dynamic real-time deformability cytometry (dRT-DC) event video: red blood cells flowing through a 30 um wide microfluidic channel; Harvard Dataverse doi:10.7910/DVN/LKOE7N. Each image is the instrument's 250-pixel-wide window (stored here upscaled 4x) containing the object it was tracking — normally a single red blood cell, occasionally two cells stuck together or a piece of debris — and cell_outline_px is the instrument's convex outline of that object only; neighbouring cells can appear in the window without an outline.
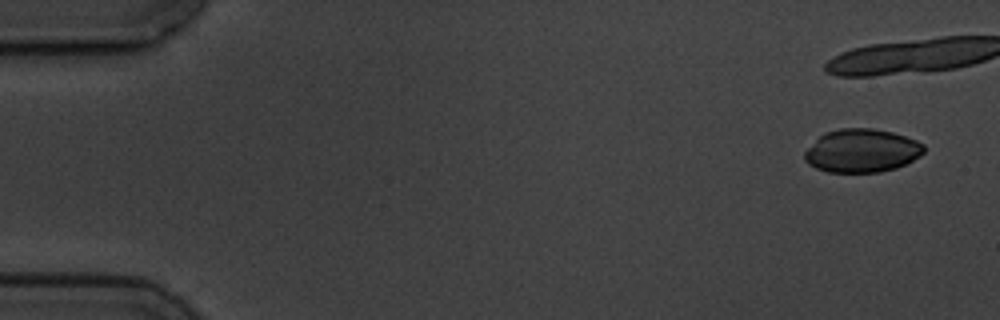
{"species": "common noctule bat (a hibernating species)", "species_latin": "Nyctalus noctula", "temperature_condition": "cold", "stored_images_in_passage": 6, "camera_frame_rate_fps": 3000, "um_per_image_px": 0.085, "animal": {"sex": "male", "body_mass_g": 19.5, "forearm_length_mm": 54.6}, "frame": {"image": 1, "passage_image": 1, "time_ms": 0.0, "image_size_px": [1000, 320], "cell_outline_px": [[924, 152], [920, 156], [908, 164], [896, 168], [880, 172], [828, 172], [816, 168], [808, 164], [804, 160], [804, 152], [824, 132], [840, 128], [872, 128], [892, 132], [916, 140], [924, 144]], "centroid_in_image_um": [73.26, 12.81], "position_along_channel_um": 11.7, "area_um2": 30.29}}
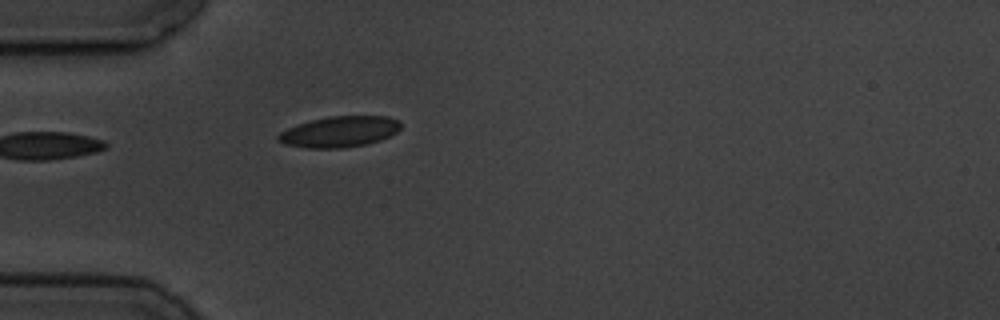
{"frame": {"image": 2, "passage_image": 6, "time_ms": 6.0, "image_size_px": [1000, 320], "cell_outline_px": [[400, 128], [396, 132], [380, 140], [364, 144], [344, 148], [308, 148], [284, 144], [276, 140], [276, 136], [280, 132], [296, 124], [328, 116], [388, 116], [396, 120], [400, 124]], "centroid_in_image_um": [28.8, 11.19], "position_along_channel_um": 56.2, "area_um2": 21.96}}